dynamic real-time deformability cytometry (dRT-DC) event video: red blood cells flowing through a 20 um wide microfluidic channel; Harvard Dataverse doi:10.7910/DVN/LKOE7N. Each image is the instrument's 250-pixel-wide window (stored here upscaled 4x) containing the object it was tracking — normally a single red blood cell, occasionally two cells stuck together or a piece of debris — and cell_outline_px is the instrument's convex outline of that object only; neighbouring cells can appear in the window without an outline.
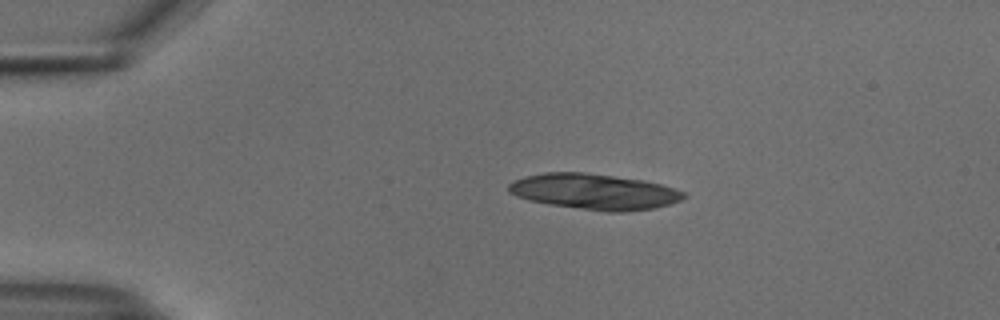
{"species": "common noctule bat (a hibernating species)", "species_latin": "Nyctalus noctula", "temperature_condition": "cold", "stored_images_in_passage": 43, "camera_frame_rate_fps": 3000, "um_per_image_px": 0.085, "animal": {"sex": "male", "body_mass_g": 18.8}, "frame": {"image": 1, "passage_image": 1, "time_ms": 0.0, "image_size_px": [1000, 320], "cell_outline_px": [[688, 196], [680, 200], [656, 208], [628, 212], [608, 212], [548, 204], [528, 200], [516, 196], [508, 192], [508, 184], [512, 180], [524, 176], [544, 172], [584, 172], [644, 180], [660, 184], [684, 192]], "centroid_in_image_um": [50.48, 16.29], "position_along_channel_um": 34.5, "area_um2": 36.59}}
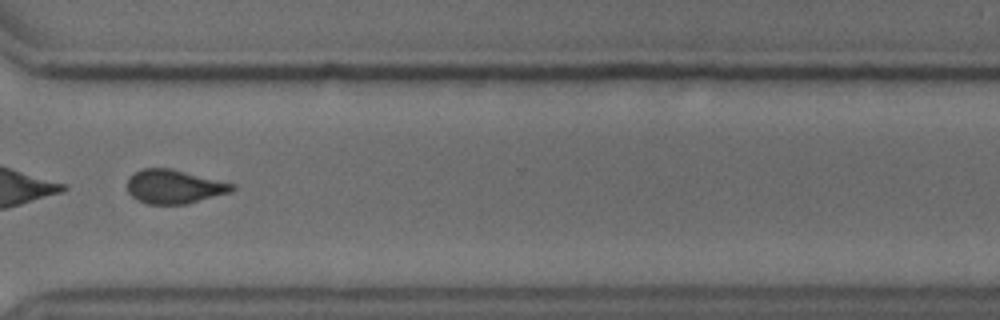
{"frame": {"image": 2, "passage_image": 31, "time_ms": 10.0, "image_size_px": [1000, 320], "cell_outline_px": [[236, 188], [232, 192], [188, 204], [148, 204], [136, 200], [128, 192], [128, 180], [136, 172], [144, 168], [168, 168], [236, 184]], "centroid_in_image_um": [14.84, 15.88], "position_along_channel_um": 355.8, "area_um2": 20.63}, "authors_computed_cell_mechanics": {"area_um2": 21.9062, "velocity_mm_per_s": 3.7432, "shape_relaxation_time_tau1_ms": 5.9541, "shape_relaxation_time_tau2_ms": 3.4201, "deformation_change_tau1": 0.1047, "deformation_change_tau2": 0.0899}}